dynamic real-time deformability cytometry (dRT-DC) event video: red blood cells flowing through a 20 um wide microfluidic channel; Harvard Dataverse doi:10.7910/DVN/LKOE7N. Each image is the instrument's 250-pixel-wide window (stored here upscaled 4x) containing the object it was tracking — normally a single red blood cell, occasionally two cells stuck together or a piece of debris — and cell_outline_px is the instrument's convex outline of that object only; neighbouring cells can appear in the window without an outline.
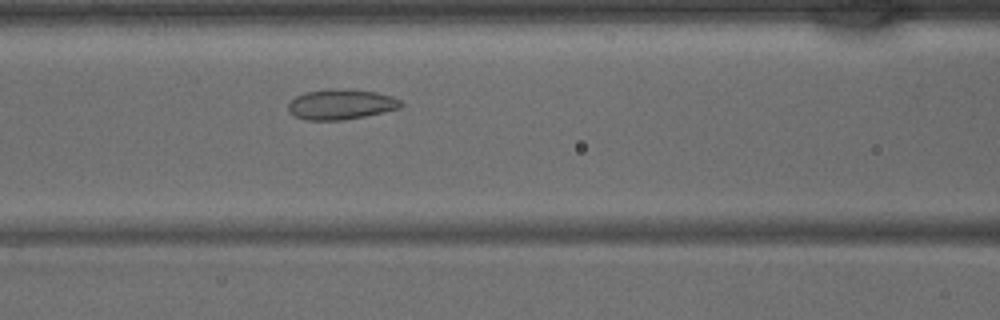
{"species": "common noctule bat (a hibernating species)", "species_latin": "Nyctalus noctula", "temperature_condition": "warm", "stored_images_in_passage": 32, "camera_frame_rate_fps": 3000, "um_per_image_px": 0.085, "animal": {"sex": "male", "body_mass_g": 15.6}, "frame": {"image": 1, "passage_image": 12, "time_ms": 3.667, "image_size_px": [1000, 320], "cell_outline_px": [[404, 104], [400, 108], [384, 112], [344, 120], [304, 120], [292, 116], [288, 112], [288, 104], [296, 96], [304, 92], [328, 88], [344, 88], [376, 92], [392, 96], [400, 100]], "centroid_in_image_um": [28.95, 8.86], "position_along_channel_um": 137.6, "area_um2": 20.23}}
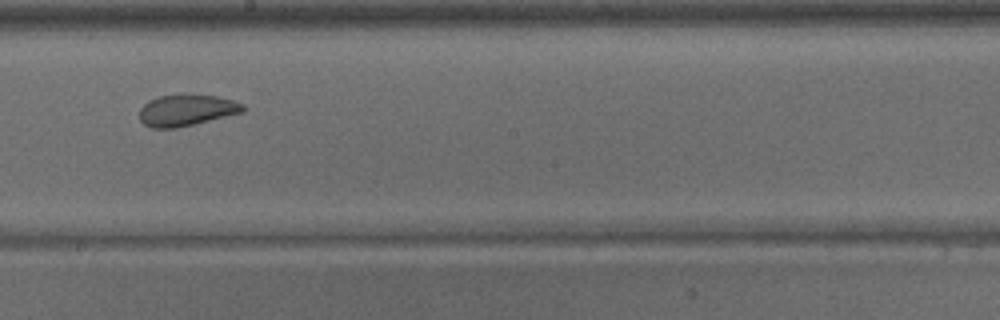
{"frame": {"image": 2, "passage_image": 18, "time_ms": 5.667, "image_size_px": [1000, 320], "cell_outline_px": [[244, 112], [176, 128], [152, 128], [144, 124], [140, 120], [140, 108], [148, 100], [156, 96], [180, 92], [188, 92], [216, 96], [232, 100], [244, 104]], "centroid_in_image_um": [15.83, 9.32], "position_along_channel_um": 232.4, "area_um2": 19.48}}
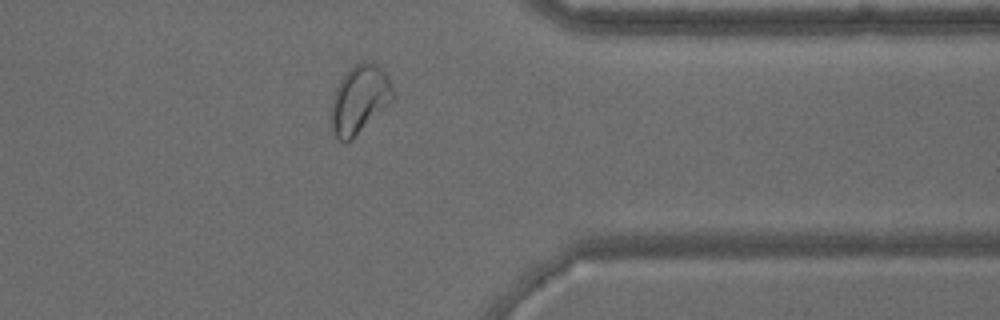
{"frame": {"image": 3, "passage_image": 28, "time_ms": 9.0, "image_size_px": [1000, 320], "cell_outline_px": [[396, 96], [348, 144], [344, 144], [336, 136], [332, 128], [332, 96], [340, 80], [356, 64], [376, 64], [388, 76]], "centroid_in_image_um": [30.56, 8.5], "position_along_channel_um": 380.8, "area_um2": 23.99}}